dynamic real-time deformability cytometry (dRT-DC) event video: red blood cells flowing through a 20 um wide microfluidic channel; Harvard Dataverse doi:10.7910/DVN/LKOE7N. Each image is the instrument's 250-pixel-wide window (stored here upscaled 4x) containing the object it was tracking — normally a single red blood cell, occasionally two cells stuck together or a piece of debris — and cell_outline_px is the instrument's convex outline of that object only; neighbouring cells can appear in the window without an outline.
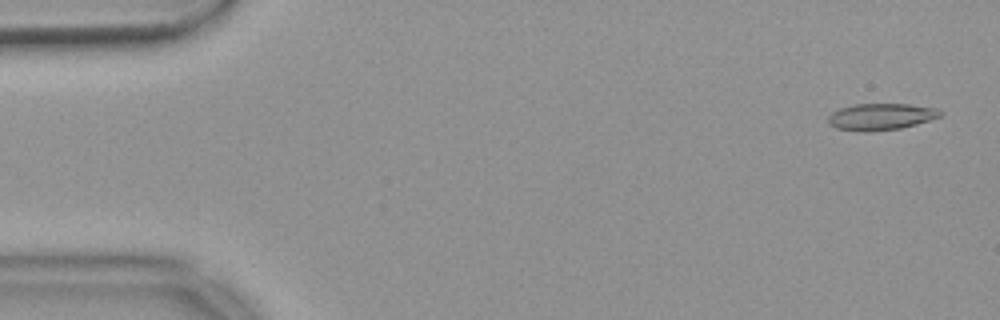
{"species": "common noctule bat (a hibernating species)", "species_latin": "Nyctalus noctula", "temperature_condition": "warm", "stored_images_in_passage": 55, "camera_frame_rate_fps": 3000, "um_per_image_px": 0.085, "animal": {"sex": "female", "body_mass_g": 18.4}, "frame": {"image": 1, "passage_image": 2, "time_ms": 0.333, "image_size_px": [1000, 320], "cell_outline_px": [[944, 112], [940, 116], [916, 124], [900, 128], [872, 132], [864, 132], [836, 128], [828, 124], [828, 116], [832, 112], [840, 108], [856, 104], [908, 104], [936, 108]], "centroid_in_image_um": [74.85, 9.92], "position_along_channel_um": 10.1, "area_um2": 17.4}}
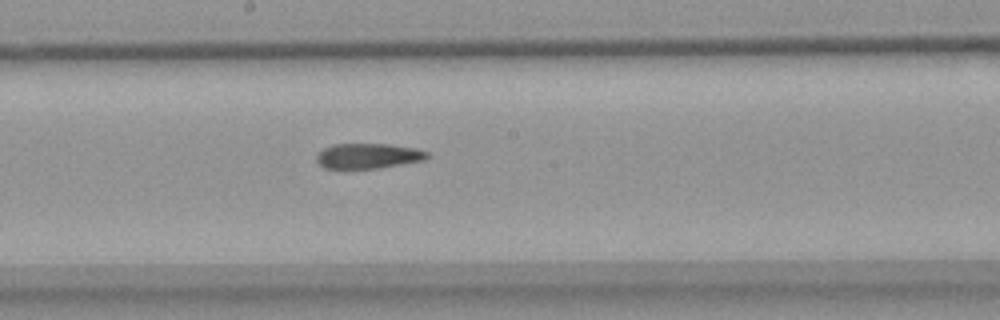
{"frame": {"image": 2, "passage_image": 29, "time_ms": 9.333, "image_size_px": [1000, 320], "cell_outline_px": [[432, 156], [424, 160], [380, 168], [324, 168], [316, 160], [316, 156], [324, 148], [332, 144], [388, 144], [416, 148], [428, 152]], "centroid_in_image_um": [31.33, 13.25], "position_along_channel_um": 216.9, "area_um2": 16.24}}
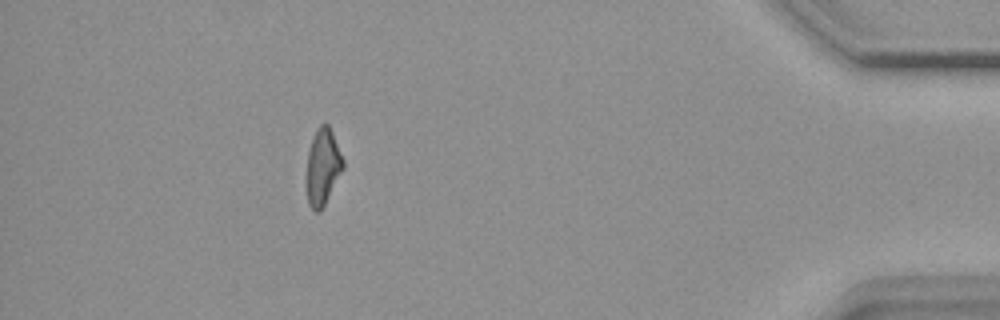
{"frame": {"image": 3, "passage_image": 49, "time_ms": 16.0, "image_size_px": [1000, 320], "cell_outline_px": [[344, 168], [320, 212], [316, 212], [308, 204], [308, 152], [312, 136], [316, 128], [320, 124], [328, 124], [332, 132], [344, 160]], "centroid_in_image_um": [27.46, 14.14], "position_along_channel_um": 407.7, "area_um2": 15.95}, "authors_computed_cell_mechanics": {"area_um2": 17.3978, "velocity_mm_per_s": 3.69, "shape_relaxation_time_tau1_ms": null, "shape_relaxation_time_tau2_ms": 3.7244, "deformation_change_tau1": null, "deformation_change_tau2": 0.1125}}